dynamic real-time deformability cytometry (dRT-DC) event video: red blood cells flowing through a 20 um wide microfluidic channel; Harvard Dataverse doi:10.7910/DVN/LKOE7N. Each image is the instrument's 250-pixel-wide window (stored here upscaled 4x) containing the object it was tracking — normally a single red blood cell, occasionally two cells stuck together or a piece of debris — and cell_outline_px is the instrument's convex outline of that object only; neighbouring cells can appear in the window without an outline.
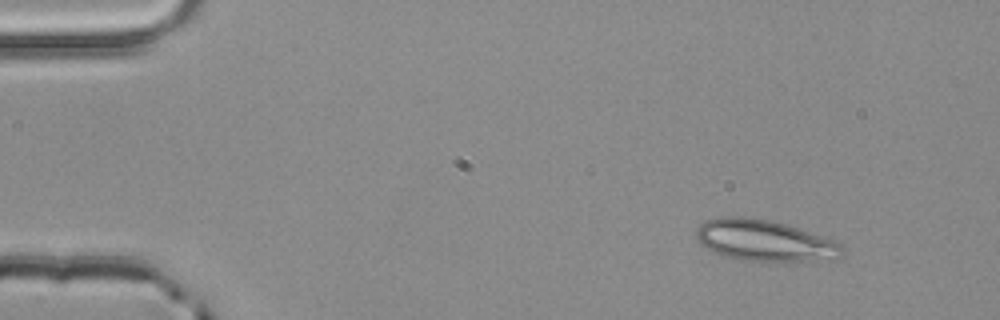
{"species": "common noctule bat (a hibernating species)", "species_latin": "Nyctalus noctula", "temperature_condition": "room temperature", "stored_images_in_passage": 5, "camera_frame_rate_fps": 3000, "um_per_image_px": 0.085, "animal": {"sex": "male", "body_mass_g": 20.4}, "frame": {"image": 1, "passage_image": 1, "time_ms": 0.0, "image_size_px": [1000, 320], "cell_outline_px": [[844, 252], [840, 256], [812, 260], [768, 264], [744, 260], [712, 252], [696, 236], [696, 232], [700, 224], [708, 220], [724, 216], [740, 216], [772, 220], [788, 224], [844, 244]], "centroid_in_image_um": [65.02, 20.46], "position_along_channel_um": 20.0, "area_um2": 35.32}}